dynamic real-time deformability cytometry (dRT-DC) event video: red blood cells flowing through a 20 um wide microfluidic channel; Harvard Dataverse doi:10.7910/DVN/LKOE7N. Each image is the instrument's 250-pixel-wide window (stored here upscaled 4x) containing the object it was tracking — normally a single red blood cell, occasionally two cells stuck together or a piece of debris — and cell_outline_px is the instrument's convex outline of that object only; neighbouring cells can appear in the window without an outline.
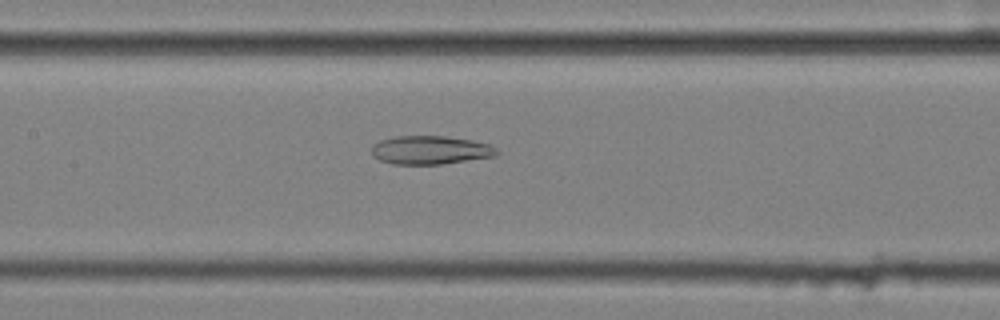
{"species": "common noctule bat (a hibernating species)", "species_latin": "Nyctalus noctula", "temperature_condition": "cold", "stored_images_in_passage": 56, "camera_frame_rate_fps": 3000, "um_per_image_px": 0.085, "animal": {"sex": "female", "body_mass_g": 25.1}, "frame": {"image": 1, "passage_image": 27, "time_ms": 8.667, "image_size_px": [1000, 320], "cell_outline_px": [[500, 152], [496, 156], [440, 164], [392, 164], [380, 160], [372, 156], [372, 144], [380, 140], [396, 136], [444, 136], [472, 140], [488, 144], [496, 148]], "centroid_in_image_um": [36.56, 12.75], "position_along_channel_um": 170.8, "area_um2": 20.81}}
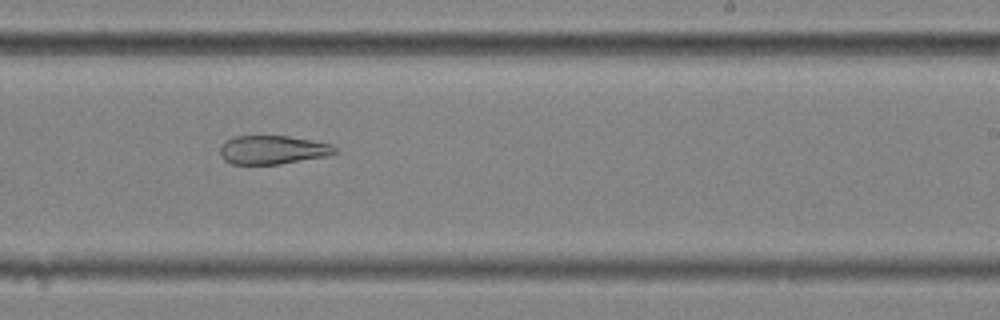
{"frame": {"image": 2, "passage_image": 35, "time_ms": 11.333, "image_size_px": [1000, 320], "cell_outline_px": [[340, 152], [328, 156], [280, 164], [232, 164], [224, 160], [220, 156], [220, 148], [228, 140], [236, 136], [288, 136], [312, 140], [332, 144]], "centroid_in_image_um": [23.23, 12.74], "position_along_channel_um": 265.8, "area_um2": 19.25}}
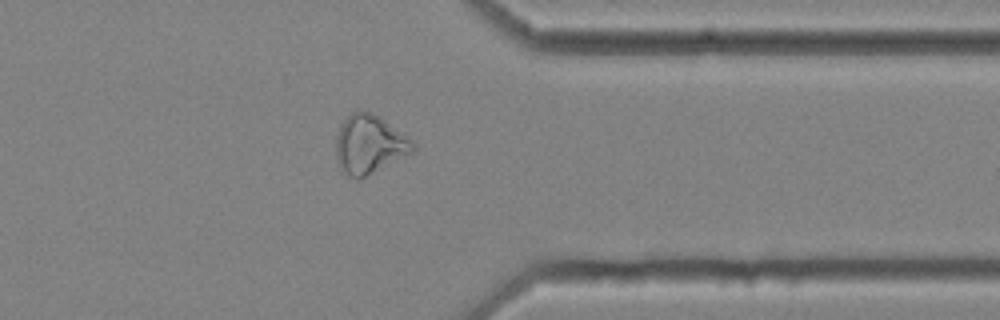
{"frame": {"image": 3, "passage_image": 45, "time_ms": 14.667, "image_size_px": [1000, 320], "cell_outline_px": [[416, 152], [360, 180], [348, 176], [340, 168], [336, 160], [336, 136], [340, 124], [352, 112], [372, 112], [408, 136], [416, 144]], "centroid_in_image_um": [31.43, 12.32], "position_along_channel_um": 380.0, "area_um2": 26.76}, "authors_computed_cell_mechanics": {"area_um2": 27.8018, "velocity_mm_per_s": 3.5708, "shape_relaxation_time_tau1_ms": null, "shape_relaxation_time_tau2_ms": 5.4524, "deformation_change_tau1": null, "deformation_change_tau2": 0.151}}